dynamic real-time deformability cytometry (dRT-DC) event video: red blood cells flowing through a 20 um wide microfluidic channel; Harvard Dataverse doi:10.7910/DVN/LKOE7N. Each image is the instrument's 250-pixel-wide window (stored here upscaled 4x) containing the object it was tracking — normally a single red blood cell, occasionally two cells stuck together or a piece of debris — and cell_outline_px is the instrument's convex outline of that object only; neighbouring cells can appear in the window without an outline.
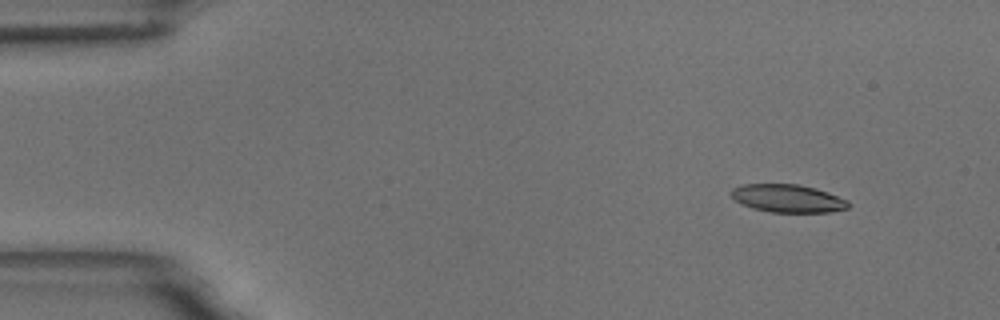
{"species": "common noctule bat (a hibernating species)", "species_latin": "Nyctalus noctula", "temperature_condition": "room temperature", "stored_images_in_passage": 54, "camera_frame_rate_fps": 3000, "um_per_image_px": 0.085, "animal": {"sex": "male", "body_mass_g": 18.8}, "frame": {"image": 1, "passage_image": 5, "time_ms": 1.333, "image_size_px": [1000, 320], "cell_outline_px": [[852, 204], [848, 208], [832, 212], [772, 212], [752, 208], [740, 204], [732, 196], [732, 188], [744, 184], [796, 184], [816, 188], [828, 192], [848, 200]], "centroid_in_image_um": [67.0, 16.87], "position_along_channel_um": 18.0, "area_um2": 19.13}}
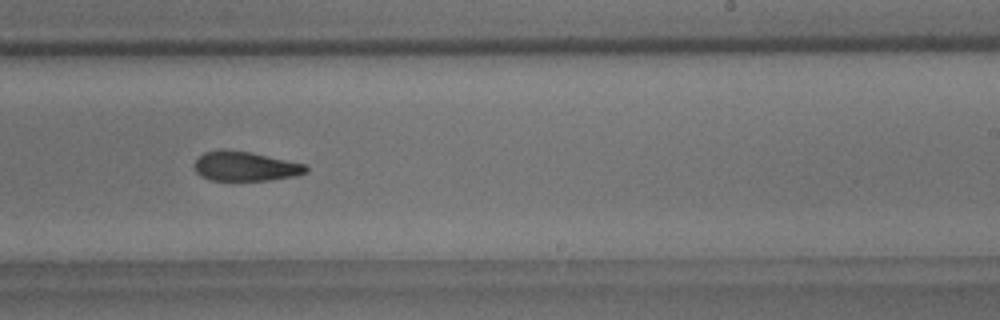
{"frame": {"image": 2, "passage_image": 33, "time_ms": 10.667, "image_size_px": [1000, 320], "cell_outline_px": [[308, 172], [296, 176], [272, 180], [212, 180], [200, 176], [196, 172], [196, 160], [204, 152], [248, 152], [304, 164], [308, 168]], "centroid_in_image_um": [20.9, 14.18], "position_along_channel_um": 268.1, "area_um2": 18.38}}
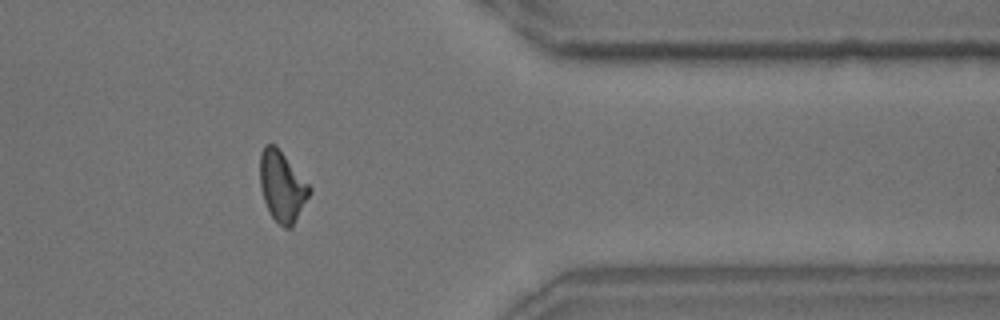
{"frame": {"image": 3, "passage_image": 44, "time_ms": 14.333, "image_size_px": [1000, 320], "cell_outline_px": [[312, 192], [292, 228], [284, 228], [272, 216], [264, 200], [260, 188], [260, 152], [264, 144], [276, 144], [312, 188]], "centroid_in_image_um": [23.99, 15.82], "position_along_channel_um": 387.4, "area_um2": 20.46}, "authors_computed_cell_mechanics": {"area_um2": 20.1722, "velocity_mm_per_s": 3.7025, "shape_relaxation_time_tau1_ms": 7.4849, "shape_relaxation_time_tau2_ms": 5.2725, "deformation_change_tau1": 0.1995, "deformation_change_tau2": 0.138}}